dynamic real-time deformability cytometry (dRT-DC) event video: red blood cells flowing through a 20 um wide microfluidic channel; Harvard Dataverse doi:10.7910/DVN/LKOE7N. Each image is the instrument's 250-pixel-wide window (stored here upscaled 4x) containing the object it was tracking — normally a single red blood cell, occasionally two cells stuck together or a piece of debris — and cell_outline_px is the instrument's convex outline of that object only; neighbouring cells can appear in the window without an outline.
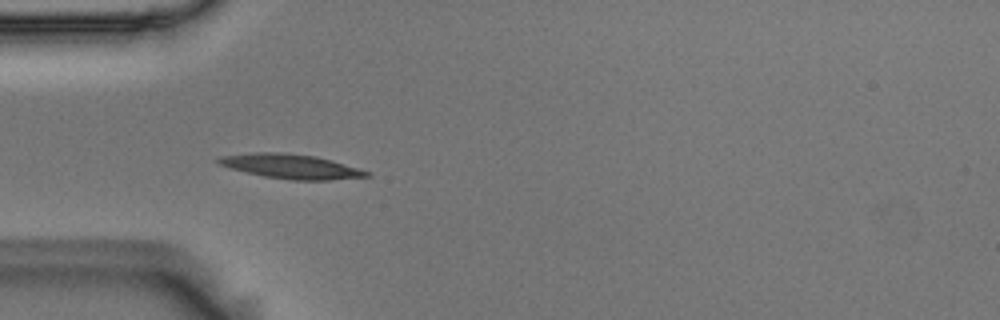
{"species": "Egyptian fruit bat (a non-hibernating species)", "species_latin": "Rousettus aegyptiacus", "temperature_condition": "room temperature", "stored_images_in_passage": 2, "camera_frame_rate_fps": 3000, "um_per_image_px": 0.085, "animal": {"sex": "male"}, "frame": {"image": 1, "passage_image": 1, "time_ms": 0.0, "image_size_px": [1000, 320], "cell_outline_px": [[372, 176], [328, 180], [292, 180], [264, 176], [228, 168], [220, 164], [216, 160], [220, 156], [256, 152], [284, 152], [316, 156], [332, 160], [360, 168], [372, 172]], "centroid_in_image_um": [24.78, 14.14], "position_along_channel_um": 60.2, "area_um2": 21.27}}
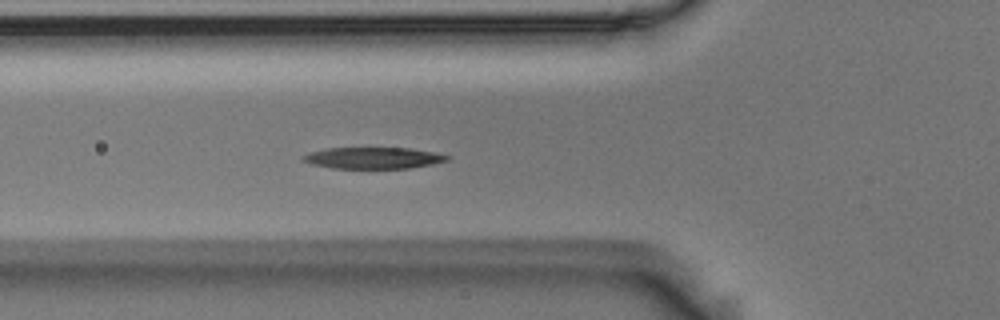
{"frame": {"image": 2, "passage_image": 2, "time_ms": 0.333, "image_size_px": [1000, 320], "cell_outline_px": [[448, 160], [432, 164], [408, 168], [332, 168], [312, 164], [300, 160], [300, 156], [308, 152], [324, 148], [412, 148], [432, 152], [448, 156]], "centroid_in_image_um": [31.63, 13.42], "position_along_channel_um": 94.2, "area_um2": 17.98}}